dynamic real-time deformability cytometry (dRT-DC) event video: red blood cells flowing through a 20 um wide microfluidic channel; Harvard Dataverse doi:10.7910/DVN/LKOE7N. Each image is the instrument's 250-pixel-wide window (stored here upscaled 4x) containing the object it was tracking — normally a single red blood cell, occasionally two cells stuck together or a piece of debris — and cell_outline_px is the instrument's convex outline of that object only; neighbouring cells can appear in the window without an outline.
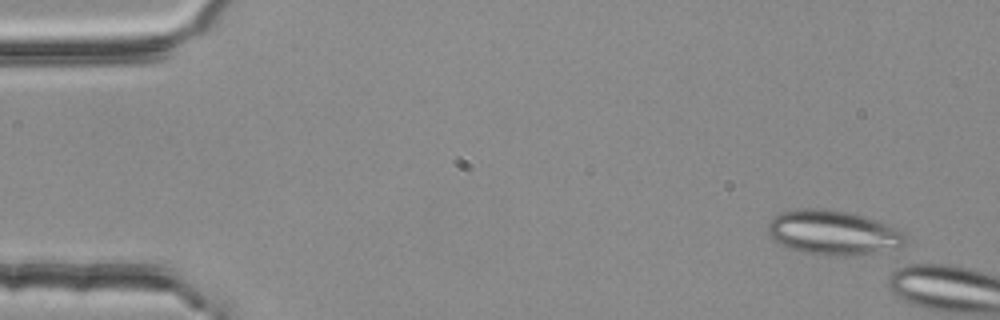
{"species": "common noctule bat (a hibernating species)", "species_latin": "Nyctalus noctula", "temperature_condition": "room temperature", "stored_images_in_passage": 4, "camera_frame_rate_fps": 3000, "um_per_image_px": 0.085, "animal": {"sex": "female", "body_mass_g": 25.1}, "frame": {"image": 1, "passage_image": 4, "time_ms": 1.0, "image_size_px": [1000, 320], "cell_outline_px": [[904, 244], [876, 252], [856, 256], [824, 256], [804, 252], [792, 248], [772, 240], [768, 232], [768, 220], [772, 216], [780, 212], [800, 208], [828, 208], [864, 216], [880, 220], [892, 224], [900, 228], [904, 232]], "centroid_in_image_um": [70.8, 19.75], "position_along_channel_um": 14.2, "area_um2": 36.13}}